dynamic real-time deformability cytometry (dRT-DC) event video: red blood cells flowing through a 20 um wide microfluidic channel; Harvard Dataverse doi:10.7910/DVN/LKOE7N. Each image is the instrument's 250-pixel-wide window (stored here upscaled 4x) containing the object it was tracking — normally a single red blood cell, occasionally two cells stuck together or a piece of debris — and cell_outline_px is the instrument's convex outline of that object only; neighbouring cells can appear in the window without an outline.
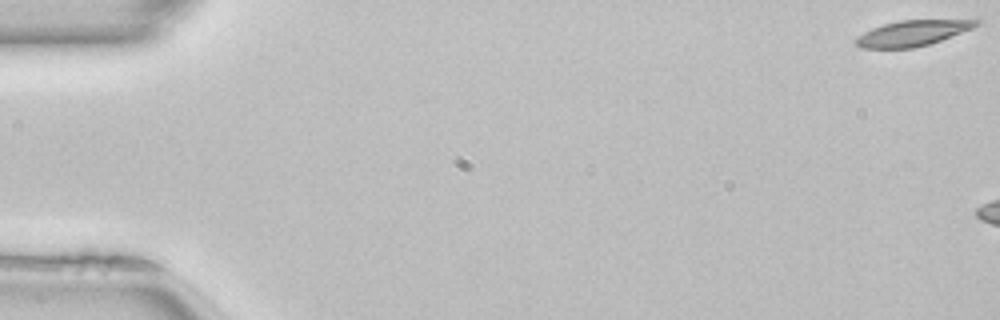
{"species": "common noctule bat (a hibernating species)", "species_latin": "Nyctalus noctula", "temperature_condition": "room temperature", "stored_images_in_passage": 6, "camera_frame_rate_fps": 3000, "um_per_image_px": 0.085, "animal": {"sex": "female", "body_mass_g": 22.7, "forearm_length_mm": 54.2}, "frame": {"image": 1, "passage_image": 1, "time_ms": 0.0, "image_size_px": [1000, 320], "cell_outline_px": [[984, 20], [980, 24], [972, 28], [940, 40], [928, 44], [912, 48], [860, 48], [856, 44], [856, 36], [872, 28], [884, 24], [900, 20], [980, 16]], "centroid_in_image_um": [77.77, 2.74], "position_along_channel_um": 7.2, "area_um2": 18.9}}